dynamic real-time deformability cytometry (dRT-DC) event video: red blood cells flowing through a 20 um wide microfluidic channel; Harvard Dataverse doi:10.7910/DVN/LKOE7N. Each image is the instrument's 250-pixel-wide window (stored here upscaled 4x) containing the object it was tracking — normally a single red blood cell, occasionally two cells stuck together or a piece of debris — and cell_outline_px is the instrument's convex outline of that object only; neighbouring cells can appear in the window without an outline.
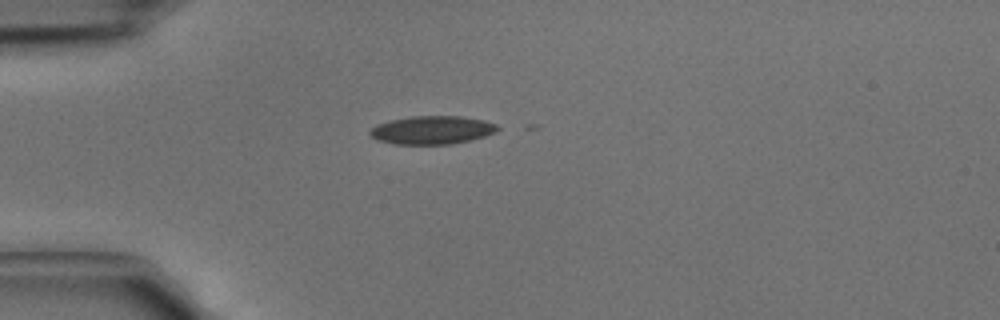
{"species": "common noctule bat (a hibernating species)", "species_latin": "Nyctalus noctula", "temperature_condition": "cold", "stored_images_in_passage": 1, "camera_frame_rate_fps": 3000, "um_per_image_px": 0.085, "animal": {"sex": "male", "body_mass_g": 15.6}, "frame": {"image": 1, "passage_image": 1, "time_ms": 0.0, "image_size_px": [1000, 320], "cell_outline_px": [[500, 128], [496, 132], [484, 136], [452, 144], [392, 144], [376, 140], [368, 132], [376, 124], [392, 120], [412, 116], [460, 116], [484, 120], [496, 124]], "centroid_in_image_um": [36.71, 11.05], "position_along_channel_um": 48.3, "area_um2": 20.98}}